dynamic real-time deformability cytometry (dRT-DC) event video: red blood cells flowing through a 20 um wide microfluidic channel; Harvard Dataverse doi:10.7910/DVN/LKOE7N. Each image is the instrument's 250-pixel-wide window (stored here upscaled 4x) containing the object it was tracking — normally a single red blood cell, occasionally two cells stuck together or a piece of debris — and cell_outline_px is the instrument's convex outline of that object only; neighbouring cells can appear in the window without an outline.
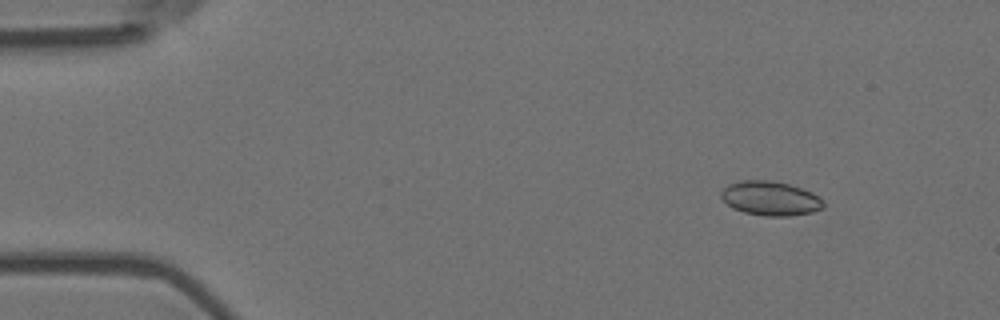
{"species": "Egyptian fruit bat (a non-hibernating species)", "species_latin": "Rousettus aegyptiacus", "temperature_condition": "room temperature", "stored_images_in_passage": 3, "camera_frame_rate_fps": 3000, "um_per_image_px": 0.085, "animal": {"sex": "female"}, "frame": {"image": 1, "passage_image": 1, "time_ms": 0.0, "image_size_px": [1000, 320], "cell_outline_px": [[824, 208], [812, 212], [788, 216], [764, 216], [744, 212], [732, 208], [720, 196], [720, 192], [728, 184], [740, 180], [776, 180], [812, 192], [820, 196], [824, 200]], "centroid_in_image_um": [65.49, 16.85], "position_along_channel_um": 19.5, "area_um2": 20.63}}